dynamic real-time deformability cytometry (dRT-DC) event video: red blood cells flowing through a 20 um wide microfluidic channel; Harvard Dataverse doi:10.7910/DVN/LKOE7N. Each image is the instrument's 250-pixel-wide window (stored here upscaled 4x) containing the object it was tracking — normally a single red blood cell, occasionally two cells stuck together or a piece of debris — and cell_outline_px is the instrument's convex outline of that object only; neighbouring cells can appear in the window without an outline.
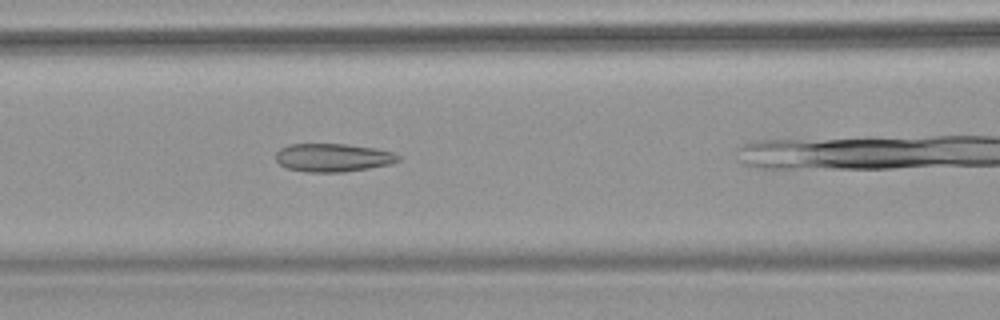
{"species": "common noctule bat (a hibernating species)", "species_latin": "Nyctalus noctula", "temperature_condition": "warm", "stored_images_in_passage": 4, "camera_frame_rate_fps": 3000, "um_per_image_px": 0.085, "animal": {"sex": "female", "body_mass_g": 18.4}, "frame": {"image": 1, "passage_image": 3, "time_ms": 0.667, "image_size_px": [1000, 320], "cell_outline_px": [[404, 156], [400, 160], [392, 164], [344, 172], [304, 172], [288, 168], [280, 164], [276, 160], [276, 152], [280, 148], [288, 144], [344, 144], [376, 148], [396, 152]], "centroid_in_image_um": [28.36, 13.39], "position_along_channel_um": 138.2, "area_um2": 20.46}}